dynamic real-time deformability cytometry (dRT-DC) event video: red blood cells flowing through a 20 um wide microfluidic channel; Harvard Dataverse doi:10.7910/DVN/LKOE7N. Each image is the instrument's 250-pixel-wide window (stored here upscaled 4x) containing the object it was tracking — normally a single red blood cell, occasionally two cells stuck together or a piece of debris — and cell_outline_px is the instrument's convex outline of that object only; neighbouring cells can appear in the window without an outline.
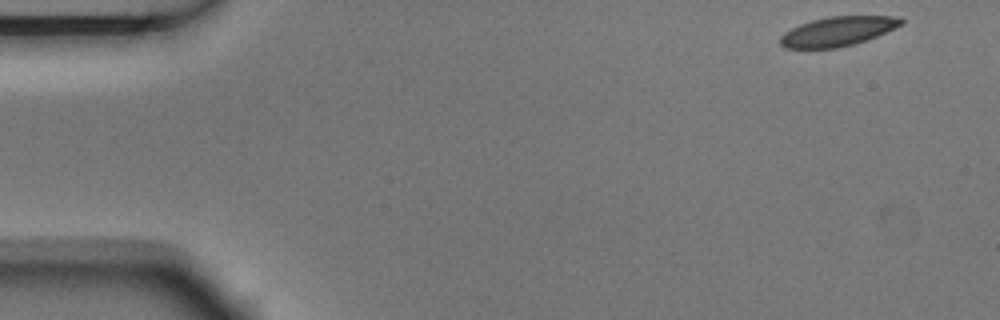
{"species": "Egyptian fruit bat (a non-hibernating species)", "species_latin": "Rousettus aegyptiacus", "temperature_condition": "room temperature", "stored_images_in_passage": 5, "camera_frame_rate_fps": 3000, "um_per_image_px": 0.085, "animal": {"sex": "male"}, "frame": {"image": 1, "passage_image": 1, "time_ms": 0.0, "image_size_px": [1000, 320], "cell_outline_px": [[904, 24], [876, 36], [852, 44], [836, 48], [784, 48], [780, 44], [780, 36], [784, 32], [800, 24], [812, 20], [828, 16], [900, 16], [904, 20]], "centroid_in_image_um": [71.21, 2.65], "position_along_channel_um": 13.8, "area_um2": 20.63}}
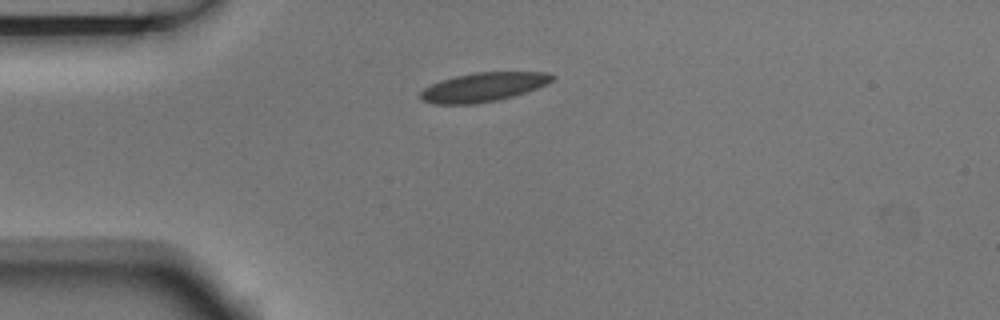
{"frame": {"image": 2, "passage_image": 4, "time_ms": 1.0, "image_size_px": [1000, 320], "cell_outline_px": [[556, 76], [548, 84], [512, 96], [496, 100], [472, 104], [432, 104], [424, 100], [420, 96], [420, 92], [424, 88], [440, 80], [456, 76], [476, 72], [548, 72]], "centroid_in_image_um": [41.08, 7.39], "position_along_channel_um": 43.9, "area_um2": 22.08}}